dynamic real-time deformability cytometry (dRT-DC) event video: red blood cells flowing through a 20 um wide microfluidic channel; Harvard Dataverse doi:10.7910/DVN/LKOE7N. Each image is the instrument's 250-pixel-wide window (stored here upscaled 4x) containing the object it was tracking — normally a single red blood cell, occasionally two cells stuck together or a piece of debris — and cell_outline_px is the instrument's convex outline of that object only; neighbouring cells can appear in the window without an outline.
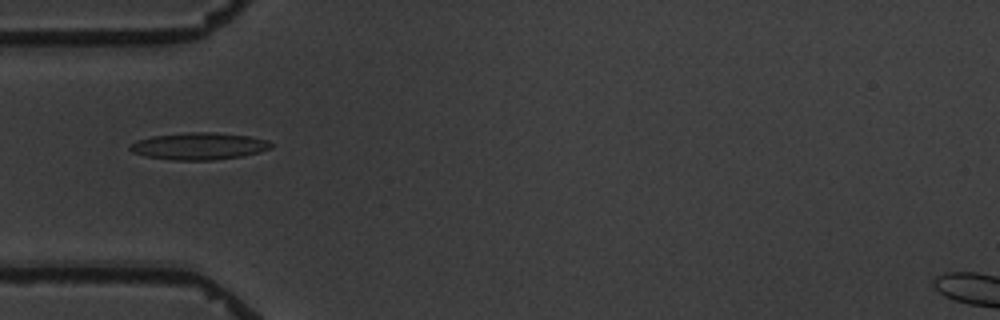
{"species": "common noctule bat (a hibernating species)", "species_latin": "Nyctalus noctula", "temperature_condition": "warm", "stored_images_in_passage": 10, "camera_frame_rate_fps": 3000, "um_per_image_px": 0.085, "animal": {"sex": "male", "body_mass_g": 19.5, "forearm_length_mm": 54.6}, "frame": {"image": 1, "passage_image": 5, "time_ms": 5.667, "image_size_px": [1000, 320], "cell_outline_px": [[272, 148], [260, 152], [240, 156], [212, 160], [172, 160], [144, 156], [132, 152], [128, 148], [128, 144], [136, 140], [152, 136], [188, 132], [216, 132], [248, 136], [268, 140], [272, 144]], "centroid_in_image_um": [16.87, 12.42], "position_along_channel_um": 68.1, "area_um2": 22.37}}
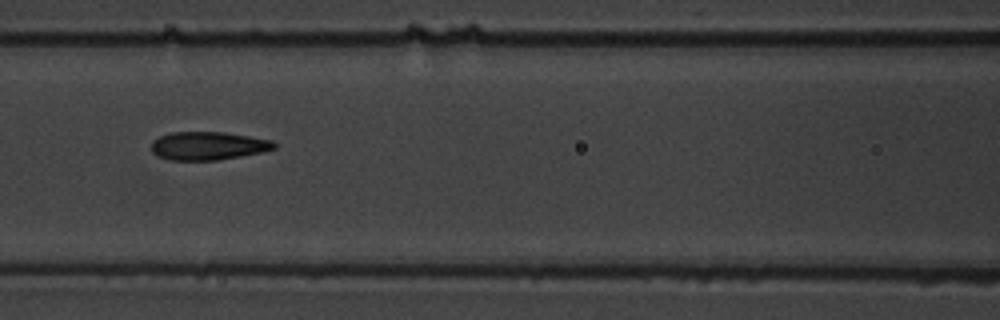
{"frame": {"image": 2, "passage_image": 7, "time_ms": 8.0, "image_size_px": [1000, 320], "cell_outline_px": [[276, 148], [260, 152], [240, 156], [216, 160], [168, 160], [156, 156], [152, 152], [152, 140], [160, 136], [172, 132], [224, 132], [272, 140], [276, 144]], "centroid_in_image_um": [17.65, 12.39], "position_along_channel_um": 149.0, "area_um2": 20.17}}
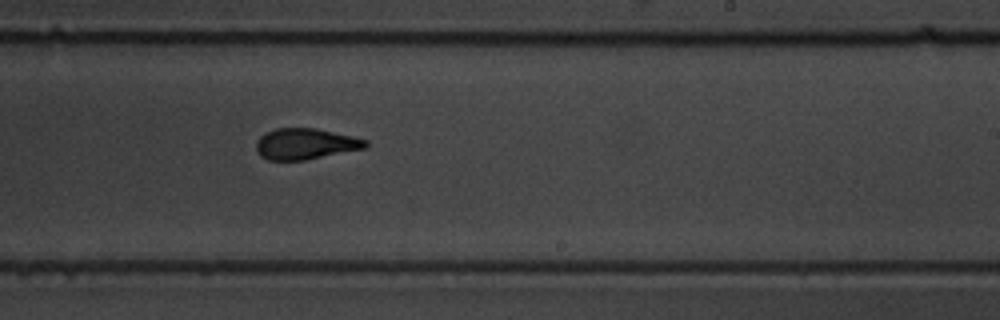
{"frame": {"image": 3, "passage_image": 10, "time_ms": 11.333, "image_size_px": [1000, 320], "cell_outline_px": [[368, 148], [304, 160], [268, 160], [260, 156], [256, 148], [256, 140], [264, 132], [276, 128], [316, 128], [352, 136], [368, 140]], "centroid_in_image_um": [25.96, 12.23], "position_along_channel_um": 263.0, "area_um2": 19.94}}